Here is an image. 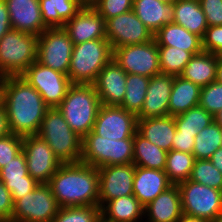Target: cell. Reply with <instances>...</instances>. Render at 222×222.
Instances as JSON below:
<instances>
[{
  "mask_svg": "<svg viewBox=\"0 0 222 222\" xmlns=\"http://www.w3.org/2000/svg\"><path fill=\"white\" fill-rule=\"evenodd\" d=\"M1 102L10 133L25 137L38 134L49 107L42 96L20 76L2 78Z\"/></svg>",
  "mask_w": 222,
  "mask_h": 222,
  "instance_id": "obj_1",
  "label": "cell"
},
{
  "mask_svg": "<svg viewBox=\"0 0 222 222\" xmlns=\"http://www.w3.org/2000/svg\"><path fill=\"white\" fill-rule=\"evenodd\" d=\"M48 185L60 208L99 206L98 169L89 164H62Z\"/></svg>",
  "mask_w": 222,
  "mask_h": 222,
  "instance_id": "obj_2",
  "label": "cell"
},
{
  "mask_svg": "<svg viewBox=\"0 0 222 222\" xmlns=\"http://www.w3.org/2000/svg\"><path fill=\"white\" fill-rule=\"evenodd\" d=\"M100 107L93 84H72L57 108L70 128L83 139L93 130Z\"/></svg>",
  "mask_w": 222,
  "mask_h": 222,
  "instance_id": "obj_3",
  "label": "cell"
},
{
  "mask_svg": "<svg viewBox=\"0 0 222 222\" xmlns=\"http://www.w3.org/2000/svg\"><path fill=\"white\" fill-rule=\"evenodd\" d=\"M38 135L62 164L81 162L82 138L70 128L58 108L46 111Z\"/></svg>",
  "mask_w": 222,
  "mask_h": 222,
  "instance_id": "obj_4",
  "label": "cell"
},
{
  "mask_svg": "<svg viewBox=\"0 0 222 222\" xmlns=\"http://www.w3.org/2000/svg\"><path fill=\"white\" fill-rule=\"evenodd\" d=\"M113 59L107 39L74 44L68 77L72 84H93L99 72Z\"/></svg>",
  "mask_w": 222,
  "mask_h": 222,
  "instance_id": "obj_5",
  "label": "cell"
},
{
  "mask_svg": "<svg viewBox=\"0 0 222 222\" xmlns=\"http://www.w3.org/2000/svg\"><path fill=\"white\" fill-rule=\"evenodd\" d=\"M38 36L10 29L0 39V77L20 76L37 60Z\"/></svg>",
  "mask_w": 222,
  "mask_h": 222,
  "instance_id": "obj_6",
  "label": "cell"
},
{
  "mask_svg": "<svg viewBox=\"0 0 222 222\" xmlns=\"http://www.w3.org/2000/svg\"><path fill=\"white\" fill-rule=\"evenodd\" d=\"M81 162L97 169L133 163V139L111 140L92 130L82 139Z\"/></svg>",
  "mask_w": 222,
  "mask_h": 222,
  "instance_id": "obj_7",
  "label": "cell"
},
{
  "mask_svg": "<svg viewBox=\"0 0 222 222\" xmlns=\"http://www.w3.org/2000/svg\"><path fill=\"white\" fill-rule=\"evenodd\" d=\"M178 185L183 215L212 222L222 212V191L187 180Z\"/></svg>",
  "mask_w": 222,
  "mask_h": 222,
  "instance_id": "obj_8",
  "label": "cell"
},
{
  "mask_svg": "<svg viewBox=\"0 0 222 222\" xmlns=\"http://www.w3.org/2000/svg\"><path fill=\"white\" fill-rule=\"evenodd\" d=\"M59 205L48 184H38L33 191L14 201L10 222H52Z\"/></svg>",
  "mask_w": 222,
  "mask_h": 222,
  "instance_id": "obj_9",
  "label": "cell"
},
{
  "mask_svg": "<svg viewBox=\"0 0 222 222\" xmlns=\"http://www.w3.org/2000/svg\"><path fill=\"white\" fill-rule=\"evenodd\" d=\"M20 77L39 92L49 108H57L72 85L68 75L44 66L37 60Z\"/></svg>",
  "mask_w": 222,
  "mask_h": 222,
  "instance_id": "obj_10",
  "label": "cell"
},
{
  "mask_svg": "<svg viewBox=\"0 0 222 222\" xmlns=\"http://www.w3.org/2000/svg\"><path fill=\"white\" fill-rule=\"evenodd\" d=\"M73 42L63 27L47 28L37 40V61L68 75Z\"/></svg>",
  "mask_w": 222,
  "mask_h": 222,
  "instance_id": "obj_11",
  "label": "cell"
},
{
  "mask_svg": "<svg viewBox=\"0 0 222 222\" xmlns=\"http://www.w3.org/2000/svg\"><path fill=\"white\" fill-rule=\"evenodd\" d=\"M113 59L127 74H138L149 78L161 74L155 39L142 44L115 48Z\"/></svg>",
  "mask_w": 222,
  "mask_h": 222,
  "instance_id": "obj_12",
  "label": "cell"
},
{
  "mask_svg": "<svg viewBox=\"0 0 222 222\" xmlns=\"http://www.w3.org/2000/svg\"><path fill=\"white\" fill-rule=\"evenodd\" d=\"M105 35L112 50L121 46L150 42L154 39L153 33L137 17L133 10L106 20Z\"/></svg>",
  "mask_w": 222,
  "mask_h": 222,
  "instance_id": "obj_13",
  "label": "cell"
},
{
  "mask_svg": "<svg viewBox=\"0 0 222 222\" xmlns=\"http://www.w3.org/2000/svg\"><path fill=\"white\" fill-rule=\"evenodd\" d=\"M22 151L29 175L39 184H48L62 165L49 145L38 134L23 137Z\"/></svg>",
  "mask_w": 222,
  "mask_h": 222,
  "instance_id": "obj_14",
  "label": "cell"
},
{
  "mask_svg": "<svg viewBox=\"0 0 222 222\" xmlns=\"http://www.w3.org/2000/svg\"><path fill=\"white\" fill-rule=\"evenodd\" d=\"M137 115L120 106L101 105L93 131L111 140L133 139L137 132Z\"/></svg>",
  "mask_w": 222,
  "mask_h": 222,
  "instance_id": "obj_15",
  "label": "cell"
},
{
  "mask_svg": "<svg viewBox=\"0 0 222 222\" xmlns=\"http://www.w3.org/2000/svg\"><path fill=\"white\" fill-rule=\"evenodd\" d=\"M135 165H111L98 168L99 207L108 201L133 194Z\"/></svg>",
  "mask_w": 222,
  "mask_h": 222,
  "instance_id": "obj_16",
  "label": "cell"
},
{
  "mask_svg": "<svg viewBox=\"0 0 222 222\" xmlns=\"http://www.w3.org/2000/svg\"><path fill=\"white\" fill-rule=\"evenodd\" d=\"M63 29L73 44L106 39L105 20L92 5H83L69 21L65 22Z\"/></svg>",
  "mask_w": 222,
  "mask_h": 222,
  "instance_id": "obj_17",
  "label": "cell"
},
{
  "mask_svg": "<svg viewBox=\"0 0 222 222\" xmlns=\"http://www.w3.org/2000/svg\"><path fill=\"white\" fill-rule=\"evenodd\" d=\"M127 73L112 59L93 83L101 105L120 106L125 96Z\"/></svg>",
  "mask_w": 222,
  "mask_h": 222,
  "instance_id": "obj_18",
  "label": "cell"
},
{
  "mask_svg": "<svg viewBox=\"0 0 222 222\" xmlns=\"http://www.w3.org/2000/svg\"><path fill=\"white\" fill-rule=\"evenodd\" d=\"M174 76L158 74L150 78L146 97L137 118L165 117L169 115V101Z\"/></svg>",
  "mask_w": 222,
  "mask_h": 222,
  "instance_id": "obj_19",
  "label": "cell"
},
{
  "mask_svg": "<svg viewBox=\"0 0 222 222\" xmlns=\"http://www.w3.org/2000/svg\"><path fill=\"white\" fill-rule=\"evenodd\" d=\"M12 29L39 36L48 27L42 20L39 0H5Z\"/></svg>",
  "mask_w": 222,
  "mask_h": 222,
  "instance_id": "obj_20",
  "label": "cell"
},
{
  "mask_svg": "<svg viewBox=\"0 0 222 222\" xmlns=\"http://www.w3.org/2000/svg\"><path fill=\"white\" fill-rule=\"evenodd\" d=\"M172 185L165 170L135 166L133 195L143 207Z\"/></svg>",
  "mask_w": 222,
  "mask_h": 222,
  "instance_id": "obj_21",
  "label": "cell"
},
{
  "mask_svg": "<svg viewBox=\"0 0 222 222\" xmlns=\"http://www.w3.org/2000/svg\"><path fill=\"white\" fill-rule=\"evenodd\" d=\"M0 180L10 191L13 201L33 191L39 184L28 173L23 151L0 169Z\"/></svg>",
  "mask_w": 222,
  "mask_h": 222,
  "instance_id": "obj_22",
  "label": "cell"
},
{
  "mask_svg": "<svg viewBox=\"0 0 222 222\" xmlns=\"http://www.w3.org/2000/svg\"><path fill=\"white\" fill-rule=\"evenodd\" d=\"M182 215L178 185H172L144 207V218L148 222H177Z\"/></svg>",
  "mask_w": 222,
  "mask_h": 222,
  "instance_id": "obj_23",
  "label": "cell"
},
{
  "mask_svg": "<svg viewBox=\"0 0 222 222\" xmlns=\"http://www.w3.org/2000/svg\"><path fill=\"white\" fill-rule=\"evenodd\" d=\"M137 119V132L142 137L167 152L172 150L173 137L176 132L174 116Z\"/></svg>",
  "mask_w": 222,
  "mask_h": 222,
  "instance_id": "obj_24",
  "label": "cell"
},
{
  "mask_svg": "<svg viewBox=\"0 0 222 222\" xmlns=\"http://www.w3.org/2000/svg\"><path fill=\"white\" fill-rule=\"evenodd\" d=\"M133 12L153 33L173 22L174 4L158 0H134Z\"/></svg>",
  "mask_w": 222,
  "mask_h": 222,
  "instance_id": "obj_25",
  "label": "cell"
},
{
  "mask_svg": "<svg viewBox=\"0 0 222 222\" xmlns=\"http://www.w3.org/2000/svg\"><path fill=\"white\" fill-rule=\"evenodd\" d=\"M154 39L158 46L176 47L193 55L203 51L202 39L174 22L164 25L154 34Z\"/></svg>",
  "mask_w": 222,
  "mask_h": 222,
  "instance_id": "obj_26",
  "label": "cell"
},
{
  "mask_svg": "<svg viewBox=\"0 0 222 222\" xmlns=\"http://www.w3.org/2000/svg\"><path fill=\"white\" fill-rule=\"evenodd\" d=\"M218 55L202 51L194 55L180 76L202 87L216 81Z\"/></svg>",
  "mask_w": 222,
  "mask_h": 222,
  "instance_id": "obj_27",
  "label": "cell"
},
{
  "mask_svg": "<svg viewBox=\"0 0 222 222\" xmlns=\"http://www.w3.org/2000/svg\"><path fill=\"white\" fill-rule=\"evenodd\" d=\"M173 22L184 27L190 33L204 36L208 28L206 17L200 2L195 0H178L174 3Z\"/></svg>",
  "mask_w": 222,
  "mask_h": 222,
  "instance_id": "obj_28",
  "label": "cell"
},
{
  "mask_svg": "<svg viewBox=\"0 0 222 222\" xmlns=\"http://www.w3.org/2000/svg\"><path fill=\"white\" fill-rule=\"evenodd\" d=\"M200 93V86L181 76L174 77L169 101V115L177 116L198 106Z\"/></svg>",
  "mask_w": 222,
  "mask_h": 222,
  "instance_id": "obj_29",
  "label": "cell"
},
{
  "mask_svg": "<svg viewBox=\"0 0 222 222\" xmlns=\"http://www.w3.org/2000/svg\"><path fill=\"white\" fill-rule=\"evenodd\" d=\"M101 215L112 222H140L144 207L132 194L108 201L101 208Z\"/></svg>",
  "mask_w": 222,
  "mask_h": 222,
  "instance_id": "obj_30",
  "label": "cell"
},
{
  "mask_svg": "<svg viewBox=\"0 0 222 222\" xmlns=\"http://www.w3.org/2000/svg\"><path fill=\"white\" fill-rule=\"evenodd\" d=\"M39 4L48 28L63 27L83 6L81 0H39Z\"/></svg>",
  "mask_w": 222,
  "mask_h": 222,
  "instance_id": "obj_31",
  "label": "cell"
},
{
  "mask_svg": "<svg viewBox=\"0 0 222 222\" xmlns=\"http://www.w3.org/2000/svg\"><path fill=\"white\" fill-rule=\"evenodd\" d=\"M167 153L138 132L135 133L133 137V164L135 166L165 170Z\"/></svg>",
  "mask_w": 222,
  "mask_h": 222,
  "instance_id": "obj_32",
  "label": "cell"
},
{
  "mask_svg": "<svg viewBox=\"0 0 222 222\" xmlns=\"http://www.w3.org/2000/svg\"><path fill=\"white\" fill-rule=\"evenodd\" d=\"M195 157L192 153L171 150L167 153L165 173L173 185L187 181L192 173Z\"/></svg>",
  "mask_w": 222,
  "mask_h": 222,
  "instance_id": "obj_33",
  "label": "cell"
},
{
  "mask_svg": "<svg viewBox=\"0 0 222 222\" xmlns=\"http://www.w3.org/2000/svg\"><path fill=\"white\" fill-rule=\"evenodd\" d=\"M149 82V77L127 74L126 92L120 107L137 115L143 107Z\"/></svg>",
  "mask_w": 222,
  "mask_h": 222,
  "instance_id": "obj_34",
  "label": "cell"
},
{
  "mask_svg": "<svg viewBox=\"0 0 222 222\" xmlns=\"http://www.w3.org/2000/svg\"><path fill=\"white\" fill-rule=\"evenodd\" d=\"M174 121L177 131L181 132V134L193 135L195 138L200 131L214 121V117L198 105L180 115L174 116Z\"/></svg>",
  "mask_w": 222,
  "mask_h": 222,
  "instance_id": "obj_35",
  "label": "cell"
},
{
  "mask_svg": "<svg viewBox=\"0 0 222 222\" xmlns=\"http://www.w3.org/2000/svg\"><path fill=\"white\" fill-rule=\"evenodd\" d=\"M194 142L192 154L195 159H209L222 147V128L213 121L196 135Z\"/></svg>",
  "mask_w": 222,
  "mask_h": 222,
  "instance_id": "obj_36",
  "label": "cell"
},
{
  "mask_svg": "<svg viewBox=\"0 0 222 222\" xmlns=\"http://www.w3.org/2000/svg\"><path fill=\"white\" fill-rule=\"evenodd\" d=\"M194 55L171 46H158V58L161 74L170 76H180L187 63Z\"/></svg>",
  "mask_w": 222,
  "mask_h": 222,
  "instance_id": "obj_37",
  "label": "cell"
},
{
  "mask_svg": "<svg viewBox=\"0 0 222 222\" xmlns=\"http://www.w3.org/2000/svg\"><path fill=\"white\" fill-rule=\"evenodd\" d=\"M189 180L222 191V173L209 159H195Z\"/></svg>",
  "mask_w": 222,
  "mask_h": 222,
  "instance_id": "obj_38",
  "label": "cell"
},
{
  "mask_svg": "<svg viewBox=\"0 0 222 222\" xmlns=\"http://www.w3.org/2000/svg\"><path fill=\"white\" fill-rule=\"evenodd\" d=\"M99 206H73L59 208L52 222H98Z\"/></svg>",
  "mask_w": 222,
  "mask_h": 222,
  "instance_id": "obj_39",
  "label": "cell"
},
{
  "mask_svg": "<svg viewBox=\"0 0 222 222\" xmlns=\"http://www.w3.org/2000/svg\"><path fill=\"white\" fill-rule=\"evenodd\" d=\"M199 106L213 117L222 110V83L213 81L201 88Z\"/></svg>",
  "mask_w": 222,
  "mask_h": 222,
  "instance_id": "obj_40",
  "label": "cell"
},
{
  "mask_svg": "<svg viewBox=\"0 0 222 222\" xmlns=\"http://www.w3.org/2000/svg\"><path fill=\"white\" fill-rule=\"evenodd\" d=\"M133 2L134 0H96L92 4V7L106 21L112 17L132 10Z\"/></svg>",
  "mask_w": 222,
  "mask_h": 222,
  "instance_id": "obj_41",
  "label": "cell"
},
{
  "mask_svg": "<svg viewBox=\"0 0 222 222\" xmlns=\"http://www.w3.org/2000/svg\"><path fill=\"white\" fill-rule=\"evenodd\" d=\"M23 137L9 133L0 138V169L22 152Z\"/></svg>",
  "mask_w": 222,
  "mask_h": 222,
  "instance_id": "obj_42",
  "label": "cell"
},
{
  "mask_svg": "<svg viewBox=\"0 0 222 222\" xmlns=\"http://www.w3.org/2000/svg\"><path fill=\"white\" fill-rule=\"evenodd\" d=\"M202 49L215 55L222 53V25L209 26L202 38Z\"/></svg>",
  "mask_w": 222,
  "mask_h": 222,
  "instance_id": "obj_43",
  "label": "cell"
},
{
  "mask_svg": "<svg viewBox=\"0 0 222 222\" xmlns=\"http://www.w3.org/2000/svg\"><path fill=\"white\" fill-rule=\"evenodd\" d=\"M209 26L222 25V0H199Z\"/></svg>",
  "mask_w": 222,
  "mask_h": 222,
  "instance_id": "obj_44",
  "label": "cell"
},
{
  "mask_svg": "<svg viewBox=\"0 0 222 222\" xmlns=\"http://www.w3.org/2000/svg\"><path fill=\"white\" fill-rule=\"evenodd\" d=\"M13 207L14 201L12 199V195L4 183L0 180V222L11 221Z\"/></svg>",
  "mask_w": 222,
  "mask_h": 222,
  "instance_id": "obj_45",
  "label": "cell"
},
{
  "mask_svg": "<svg viewBox=\"0 0 222 222\" xmlns=\"http://www.w3.org/2000/svg\"><path fill=\"white\" fill-rule=\"evenodd\" d=\"M194 143L193 135L181 134V132L176 130L173 137L172 149L192 153Z\"/></svg>",
  "mask_w": 222,
  "mask_h": 222,
  "instance_id": "obj_46",
  "label": "cell"
},
{
  "mask_svg": "<svg viewBox=\"0 0 222 222\" xmlns=\"http://www.w3.org/2000/svg\"><path fill=\"white\" fill-rule=\"evenodd\" d=\"M12 29L5 0H0V39Z\"/></svg>",
  "mask_w": 222,
  "mask_h": 222,
  "instance_id": "obj_47",
  "label": "cell"
},
{
  "mask_svg": "<svg viewBox=\"0 0 222 222\" xmlns=\"http://www.w3.org/2000/svg\"><path fill=\"white\" fill-rule=\"evenodd\" d=\"M10 133L8 128L7 114L5 107L2 102H0V138L6 136Z\"/></svg>",
  "mask_w": 222,
  "mask_h": 222,
  "instance_id": "obj_48",
  "label": "cell"
},
{
  "mask_svg": "<svg viewBox=\"0 0 222 222\" xmlns=\"http://www.w3.org/2000/svg\"><path fill=\"white\" fill-rule=\"evenodd\" d=\"M209 160L222 173V147L218 148Z\"/></svg>",
  "mask_w": 222,
  "mask_h": 222,
  "instance_id": "obj_49",
  "label": "cell"
},
{
  "mask_svg": "<svg viewBox=\"0 0 222 222\" xmlns=\"http://www.w3.org/2000/svg\"><path fill=\"white\" fill-rule=\"evenodd\" d=\"M216 81L222 83V57L220 55H218Z\"/></svg>",
  "mask_w": 222,
  "mask_h": 222,
  "instance_id": "obj_50",
  "label": "cell"
},
{
  "mask_svg": "<svg viewBox=\"0 0 222 222\" xmlns=\"http://www.w3.org/2000/svg\"><path fill=\"white\" fill-rule=\"evenodd\" d=\"M177 222H208V221L197 217L182 215V217Z\"/></svg>",
  "mask_w": 222,
  "mask_h": 222,
  "instance_id": "obj_51",
  "label": "cell"
},
{
  "mask_svg": "<svg viewBox=\"0 0 222 222\" xmlns=\"http://www.w3.org/2000/svg\"><path fill=\"white\" fill-rule=\"evenodd\" d=\"M214 121L222 128V110L214 116Z\"/></svg>",
  "mask_w": 222,
  "mask_h": 222,
  "instance_id": "obj_52",
  "label": "cell"
},
{
  "mask_svg": "<svg viewBox=\"0 0 222 222\" xmlns=\"http://www.w3.org/2000/svg\"><path fill=\"white\" fill-rule=\"evenodd\" d=\"M96 0H81L83 5H92Z\"/></svg>",
  "mask_w": 222,
  "mask_h": 222,
  "instance_id": "obj_53",
  "label": "cell"
},
{
  "mask_svg": "<svg viewBox=\"0 0 222 222\" xmlns=\"http://www.w3.org/2000/svg\"><path fill=\"white\" fill-rule=\"evenodd\" d=\"M212 222H222V212H220Z\"/></svg>",
  "mask_w": 222,
  "mask_h": 222,
  "instance_id": "obj_54",
  "label": "cell"
},
{
  "mask_svg": "<svg viewBox=\"0 0 222 222\" xmlns=\"http://www.w3.org/2000/svg\"><path fill=\"white\" fill-rule=\"evenodd\" d=\"M158 1H161L163 3H170V4H174L176 1L178 0H158Z\"/></svg>",
  "mask_w": 222,
  "mask_h": 222,
  "instance_id": "obj_55",
  "label": "cell"
},
{
  "mask_svg": "<svg viewBox=\"0 0 222 222\" xmlns=\"http://www.w3.org/2000/svg\"><path fill=\"white\" fill-rule=\"evenodd\" d=\"M98 222H112L104 218L102 215L99 217Z\"/></svg>",
  "mask_w": 222,
  "mask_h": 222,
  "instance_id": "obj_56",
  "label": "cell"
},
{
  "mask_svg": "<svg viewBox=\"0 0 222 222\" xmlns=\"http://www.w3.org/2000/svg\"><path fill=\"white\" fill-rule=\"evenodd\" d=\"M1 83H2V77H0V102H1Z\"/></svg>",
  "mask_w": 222,
  "mask_h": 222,
  "instance_id": "obj_57",
  "label": "cell"
}]
</instances>
